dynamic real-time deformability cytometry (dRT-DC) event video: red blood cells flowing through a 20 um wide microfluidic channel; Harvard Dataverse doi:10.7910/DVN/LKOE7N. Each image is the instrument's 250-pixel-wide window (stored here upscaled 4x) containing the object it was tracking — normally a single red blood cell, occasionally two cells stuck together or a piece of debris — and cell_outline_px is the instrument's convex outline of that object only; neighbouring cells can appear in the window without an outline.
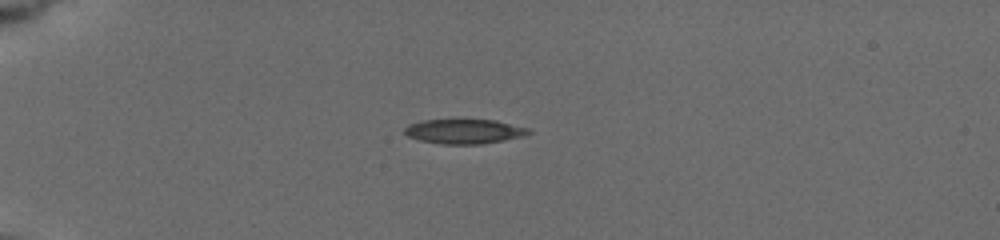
{"species": "common noctule bat (a hibernating species)", "species_latin": "Nyctalus noctula", "temperature_condition": "cold", "stored_images_in_passage": 18, "camera_frame_rate_fps": 3000, "um_per_image_px": 0.085, "animal": {"sex": "female", "body_mass_g": 19.5, "forearm_length_mm": 54.1}, "frame": {"image": 1, "passage_image": 9, "time_ms": 4.0, "image_size_px": [1000, 240], "cell_outline_px": [[532, 132], [524, 136], [484, 144], [440, 144], [420, 140], [408, 136], [404, 132], [404, 128], [408, 124], [420, 120], [496, 120], [528, 128]], "centroid_in_image_um": [39.45, 11.17], "position_along_channel_um": 45.5, "area_um2": 17.8}}
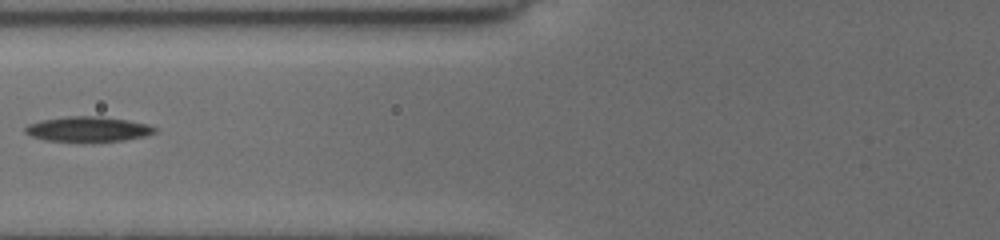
{"frame": {"image": 2, "passage_image": 15, "time_ms": 7.0, "image_size_px": [1000, 240], "cell_outline_px": [[156, 132], [144, 136], [124, 140], [76, 144], [44, 140], [32, 136], [24, 132], [24, 128], [28, 124], [40, 120], [64, 116], [100, 116], [128, 120], [148, 124], [156, 128]], "centroid_in_image_um": [7.43, 11.01], "position_along_channel_um": 118.4, "area_um2": 19.71}}
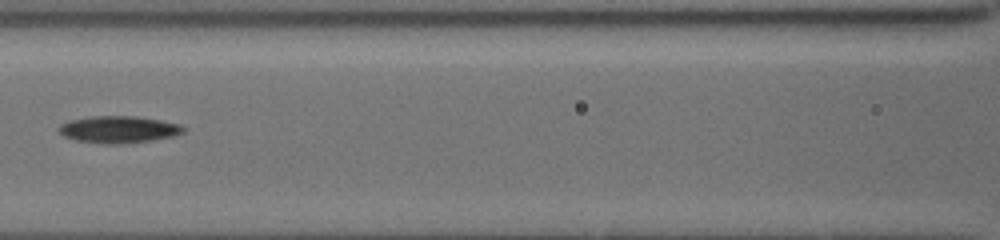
{"frame": {"image": 3, "passage_image": 17, "time_ms": 8.0, "image_size_px": [1000, 240], "cell_outline_px": [[184, 132], [172, 136], [152, 140], [120, 144], [100, 144], [76, 140], [64, 136], [56, 128], [60, 124], [68, 120], [88, 116], [136, 116], [160, 120], [180, 124], [184, 128]], "centroid_in_image_um": [10.03, 11.0], "position_along_channel_um": 156.6, "area_um2": 19.71}}